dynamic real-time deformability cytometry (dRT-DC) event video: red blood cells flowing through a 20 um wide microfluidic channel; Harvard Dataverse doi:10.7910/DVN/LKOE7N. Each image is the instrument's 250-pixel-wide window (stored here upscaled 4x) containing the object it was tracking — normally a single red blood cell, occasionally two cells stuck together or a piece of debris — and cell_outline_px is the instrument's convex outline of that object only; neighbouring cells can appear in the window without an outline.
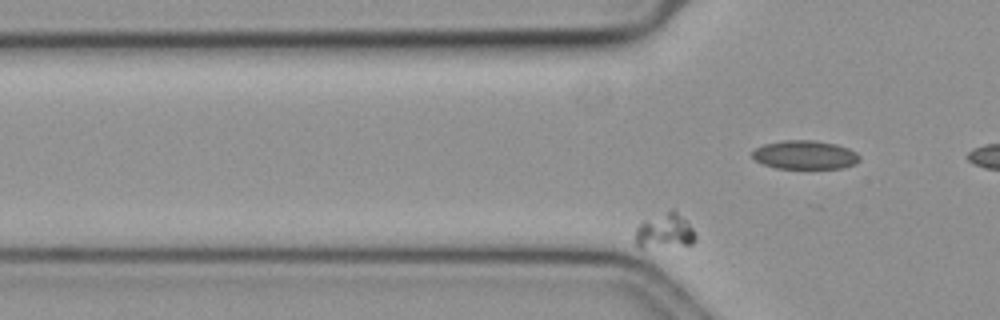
{"species": "common noctule bat (a hibernating species)", "species_latin": "Nyctalus noctula", "temperature_condition": "cold", "stored_images_in_passage": 46, "camera_frame_rate_fps": 3000, "um_per_image_px": 0.085, "animal": {"sex": "female", "body_mass_g": 19.3, "forearm_length_mm": 54.1}, "frame": {"image": 1, "passage_image": 5, "time_ms": 1.333, "image_size_px": [1000, 320], "cell_outline_px": [[696, 240], [692, 244], [644, 248], [636, 248], [632, 240], [632, 236], [636, 228], [640, 224], [672, 208], [688, 220], [696, 236]], "centroid_in_image_um": [56.46, 19.67], "position_along_channel_um": 69.3, "area_um2": 12.6}}
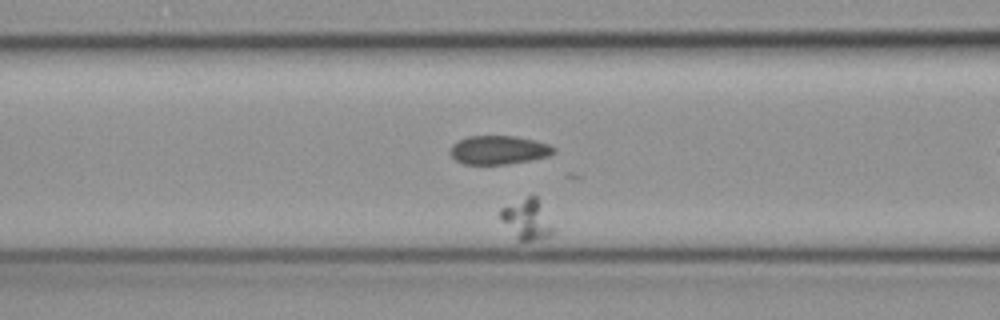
{"frame": {"image": 2, "passage_image": 11, "time_ms": 3.333, "image_size_px": [1000, 320], "cell_outline_px": [[552, 236], [536, 240], [516, 240], [500, 220], [500, 208], [528, 196], [536, 196], [552, 228]], "centroid_in_image_um": [44.72, 18.67], "position_along_channel_um": 121.9, "area_um2": 12.08}}
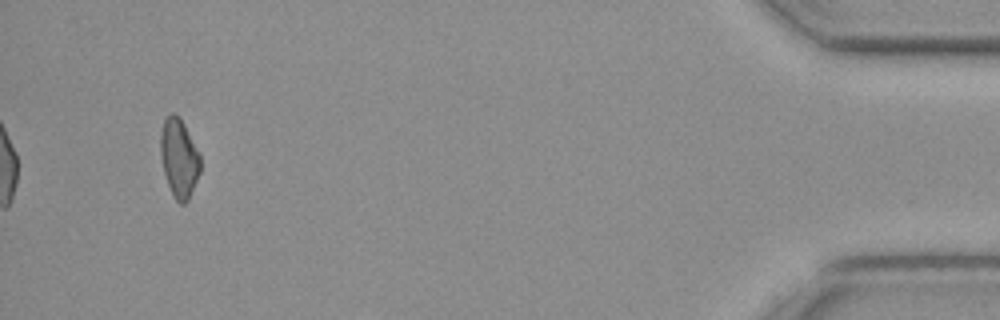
{"frame": {"image": 3, "passage_image": 46, "time_ms": 15.0, "image_size_px": [1000, 320], "cell_outline_px": [[200, 172], [188, 200], [184, 204], [180, 204], [176, 200], [164, 176], [160, 156], [160, 132], [164, 120], [172, 112], [180, 116], [200, 152]], "centroid_in_image_um": [15.22, 13.4], "position_along_channel_um": 420.0, "area_um2": 18.5}}